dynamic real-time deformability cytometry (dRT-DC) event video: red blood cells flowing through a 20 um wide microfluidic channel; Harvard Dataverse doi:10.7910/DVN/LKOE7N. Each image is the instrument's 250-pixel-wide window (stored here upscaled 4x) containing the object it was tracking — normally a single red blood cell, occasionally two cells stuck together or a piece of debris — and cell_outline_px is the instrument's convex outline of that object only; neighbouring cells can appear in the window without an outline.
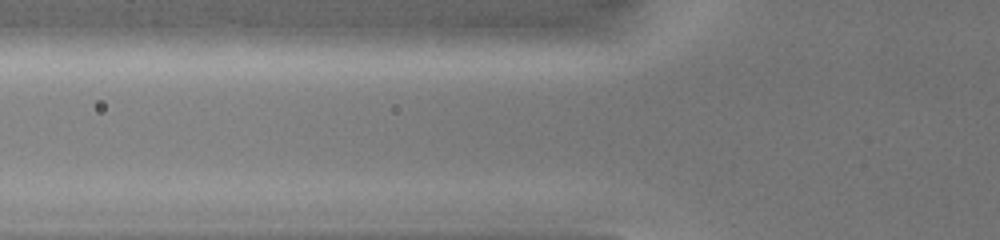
{"species": "common noctule bat (a hibernating species)", "species_latin": "Nyctalus noctula", "temperature_condition": "warm", "stored_images_in_passage": 2, "camera_frame_rate_fps": 3000, "um_per_image_px": 0.085, "animal": {"sex": "female", "body_mass_g": 19.0, "forearm_length_mm": 51.5}, "frame": {"image": 1, "passage_image": 2, "time_ms": 0.333, "image_size_px": [1000, 240], "cell_outline_px": [[624, 40], [600, 44], [548, 48], [452, 48], [436, 40], [444, 28], [472, 24], [576, 24], [624, 32]], "centroid_in_image_um": [44.72, 3.06], "position_along_channel_um": 81.1, "area_um2": 27.98}}